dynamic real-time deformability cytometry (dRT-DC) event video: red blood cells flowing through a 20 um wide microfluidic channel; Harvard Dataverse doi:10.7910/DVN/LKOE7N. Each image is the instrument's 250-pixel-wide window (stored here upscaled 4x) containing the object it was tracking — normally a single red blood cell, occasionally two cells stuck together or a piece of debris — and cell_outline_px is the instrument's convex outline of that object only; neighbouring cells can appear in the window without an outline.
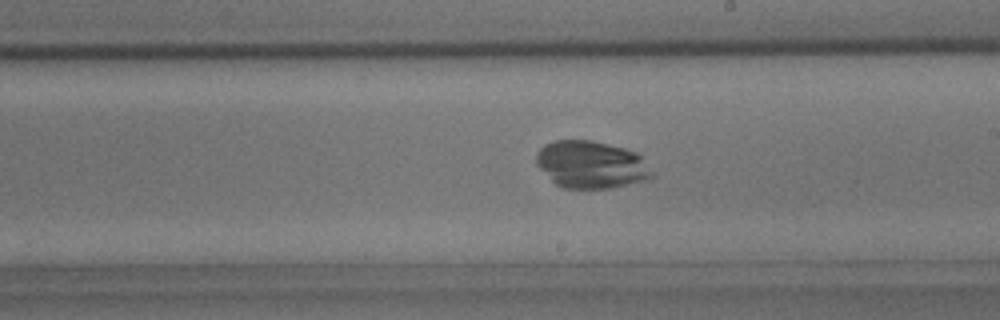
{"species": "common noctule bat (a hibernating species)", "species_latin": "Nyctalus noctula", "temperature_condition": "room temperature", "stored_images_in_passage": 45, "camera_frame_rate_fps": 3000, "um_per_image_px": 0.085, "animal": {"sex": "male", "body_mass_g": 15.6}, "frame": {"image": 1, "passage_image": 26, "time_ms": 8.333, "image_size_px": [1000, 320], "cell_outline_px": [[652, 176], [648, 180], [612, 188], [564, 188], [556, 184], [536, 164], [536, 152], [544, 144], [556, 140], [592, 140], [624, 148], [636, 152], [640, 156], [652, 172]], "centroid_in_image_um": [50.23, 13.99], "position_along_channel_um": 238.8, "area_um2": 31.85}}